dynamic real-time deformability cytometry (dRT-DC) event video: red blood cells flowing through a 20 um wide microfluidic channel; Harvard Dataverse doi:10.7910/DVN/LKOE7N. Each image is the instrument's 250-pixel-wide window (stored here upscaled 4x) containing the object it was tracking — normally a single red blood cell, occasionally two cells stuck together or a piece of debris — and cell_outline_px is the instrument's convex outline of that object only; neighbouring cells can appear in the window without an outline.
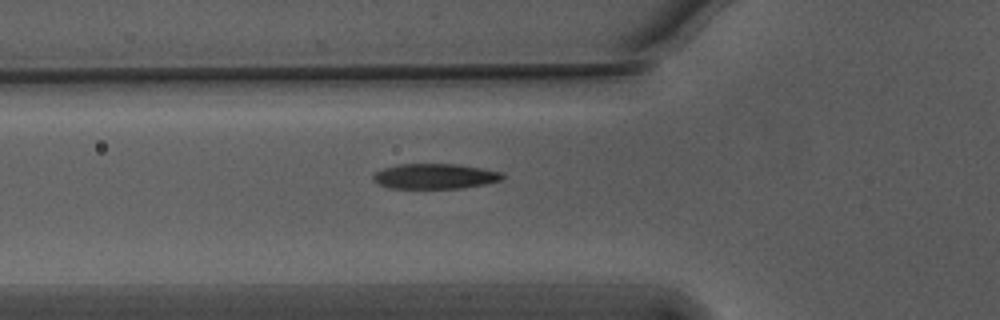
{"species": "Egyptian fruit bat (a non-hibernating species)", "species_latin": "Rousettus aegyptiacus", "temperature_condition": "warm", "stored_images_in_passage": 40, "camera_frame_rate_fps": 3000, "um_per_image_px": 0.085, "animal": {"sex": "male"}, "frame": {"image": 1, "passage_image": 10, "time_ms": 3.0, "image_size_px": [1000, 320], "cell_outline_px": [[504, 180], [484, 184], [460, 188], [392, 188], [380, 184], [372, 180], [372, 176], [376, 172], [384, 168], [400, 164], [456, 164], [484, 168], [504, 172]], "centroid_in_image_um": [37.02, 14.97], "position_along_channel_um": 88.8, "area_um2": 19.02}}
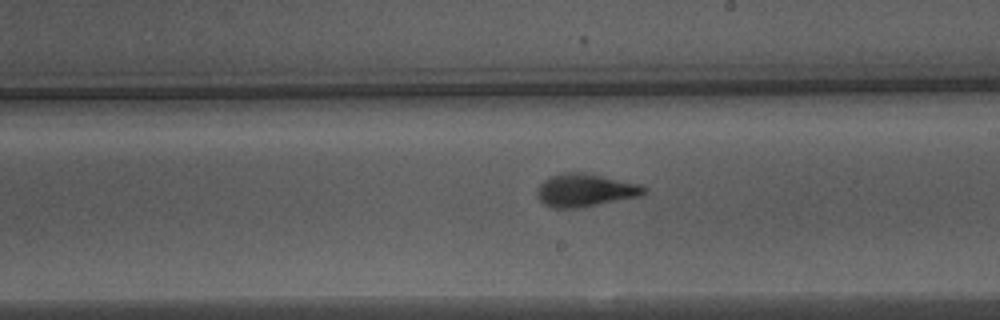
{"frame": {"image": 2, "passage_image": 22, "time_ms": 7.0, "image_size_px": [1000, 320], "cell_outline_px": [[648, 192], [640, 196], [580, 208], [552, 208], [544, 204], [536, 196], [536, 192], [540, 184], [544, 180], [552, 176], [568, 172], [580, 172], [600, 176], [636, 184], [648, 188]], "centroid_in_image_um": [49.71, 16.19], "position_along_channel_um": 239.3, "area_um2": 20.23}}
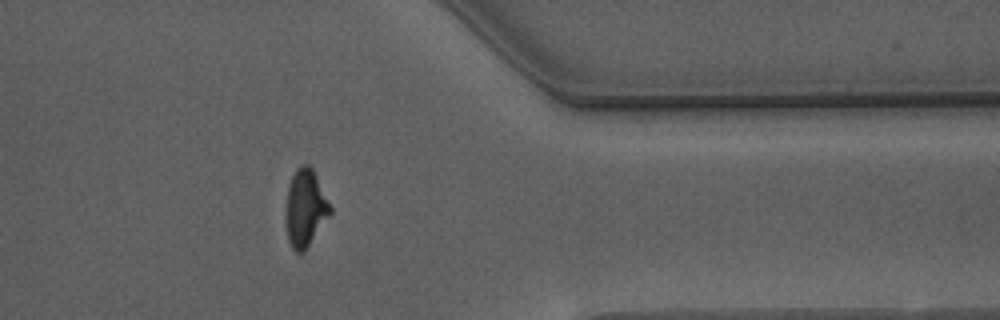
{"frame": {"image": 3, "passage_image": 35, "time_ms": 11.333, "image_size_px": [1000, 320], "cell_outline_px": [[332, 212], [304, 252], [296, 252], [292, 248], [288, 240], [284, 216], [288, 184], [296, 168], [304, 164], [308, 164], [312, 168], [332, 208]], "centroid_in_image_um": [25.92, 17.69], "position_along_channel_um": 385.5, "area_um2": 20.11}, "authors_computed_cell_mechanics": {"area_um2": 19.7098, "velocity_mm_per_s": 3.757, "shape_relaxation_time_tau1_ms": 2.8995, "shape_relaxation_time_tau2_ms": 1.3315, "deformation_change_tau1": 0.1828, "deformation_change_tau2": 0.0654}}